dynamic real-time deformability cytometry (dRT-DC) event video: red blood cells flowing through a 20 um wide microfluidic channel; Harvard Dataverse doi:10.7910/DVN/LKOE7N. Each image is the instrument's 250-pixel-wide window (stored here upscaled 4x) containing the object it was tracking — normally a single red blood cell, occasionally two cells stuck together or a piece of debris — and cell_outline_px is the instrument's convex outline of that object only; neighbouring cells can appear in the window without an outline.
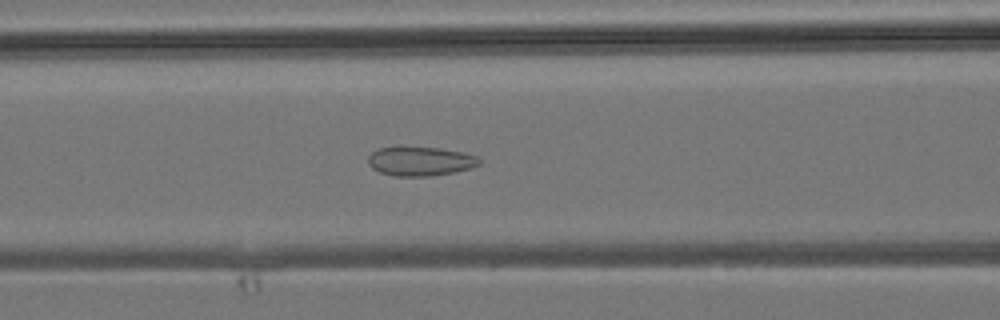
{"species": "common noctule bat (a hibernating species)", "species_latin": "Nyctalus noctula", "temperature_condition": "room temperature", "stored_images_in_passage": 33, "camera_frame_rate_fps": 3000, "um_per_image_px": 0.085, "animal": {"sex": "male", "body_mass_g": 19.2, "forearm_length_mm": 51.8}, "frame": {"image": 1, "passage_image": 12, "time_ms": 3.667, "image_size_px": [1000, 320], "cell_outline_px": [[484, 160], [480, 164], [472, 168], [456, 172], [432, 176], [396, 176], [380, 172], [372, 168], [368, 164], [368, 156], [372, 152], [380, 148], [440, 148], [464, 152], [480, 156]], "centroid_in_image_um": [35.82, 13.72], "position_along_channel_um": 130.8, "area_um2": 18.96}}
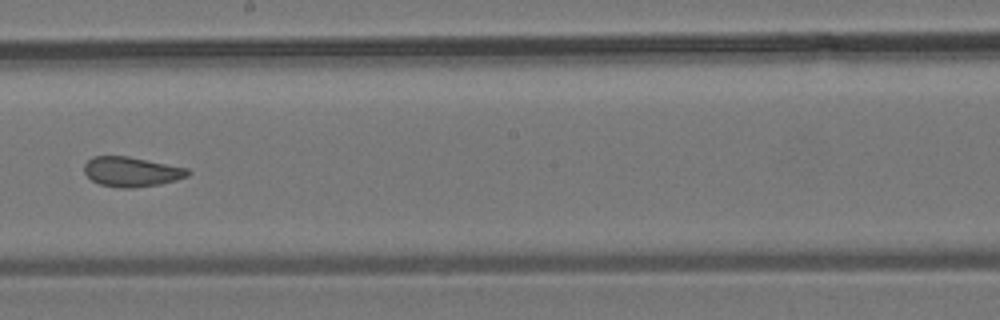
{"frame": {"image": 2, "passage_image": 19, "time_ms": 6.0, "image_size_px": [1000, 320], "cell_outline_px": [[192, 172], [188, 176], [176, 180], [160, 184], [132, 188], [120, 188], [100, 184], [92, 180], [84, 172], [84, 164], [92, 156], [128, 156], [188, 168]], "centroid_in_image_um": [11.19, 14.59], "position_along_channel_um": 237.0, "area_um2": 18.03}}
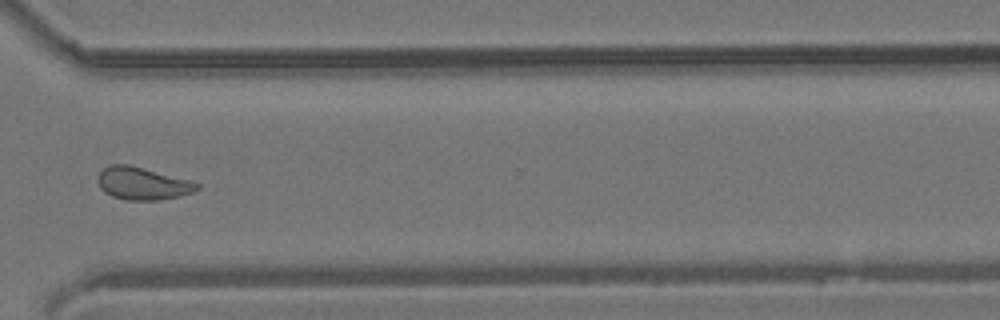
{"frame": {"image": 3, "passage_image": 27, "time_ms": 8.667, "image_size_px": [1000, 320], "cell_outline_px": [[200, 188], [192, 192], [180, 196], [160, 200], [128, 200], [112, 196], [104, 192], [100, 188], [96, 180], [96, 176], [108, 164], [128, 164], [188, 180], [200, 184]], "centroid_in_image_um": [12.06, 15.6], "position_along_channel_um": 358.5, "area_um2": 18.79}}